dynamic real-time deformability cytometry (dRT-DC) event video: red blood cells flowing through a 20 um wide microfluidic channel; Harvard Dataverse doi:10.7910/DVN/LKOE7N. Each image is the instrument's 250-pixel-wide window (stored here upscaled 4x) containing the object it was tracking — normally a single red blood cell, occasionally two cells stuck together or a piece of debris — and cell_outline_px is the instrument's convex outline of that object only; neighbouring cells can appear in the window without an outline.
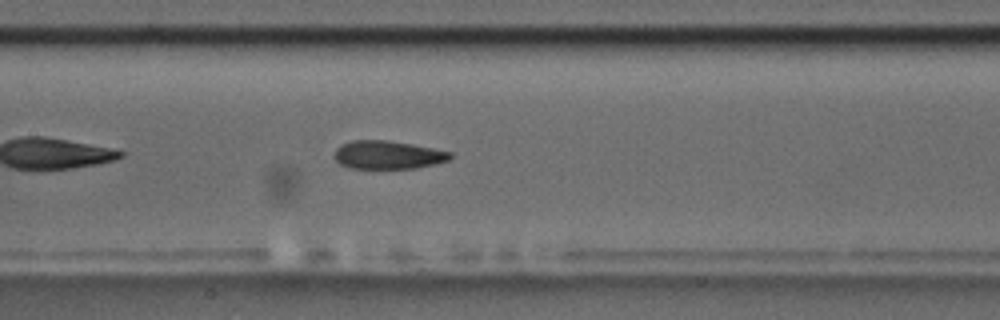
{"species": "common noctule bat (a hibernating species)", "species_latin": "Nyctalus noctula", "temperature_condition": "room temperature", "stored_images_in_passage": 41, "camera_frame_rate_fps": 3000, "um_per_image_px": 0.085, "animal": {"sex": "male", "body_mass_g": 17.5, "forearm_length_mm": 52.3}, "frame": {"image": 1, "passage_image": 12, "time_ms": 3.667, "image_size_px": [1000, 320], "cell_outline_px": [[452, 156], [448, 160], [436, 164], [416, 168], [348, 168], [340, 164], [332, 156], [336, 148], [340, 144], [352, 140], [388, 140], [412, 144], [452, 152]], "centroid_in_image_um": [32.93, 13.16], "position_along_channel_um": 174.5, "area_um2": 19.25}, "authors_computed_cell_mechanics": {"area_um2": 19.5942, "velocity_mm_per_s": 3.6172, "shape_relaxation_time_tau1_ms": 8.662, "shape_relaxation_time_tau2_ms": 3.0247, "deformation_change_tau1": 0.2022, "deformation_change_tau2": 0.1132}}